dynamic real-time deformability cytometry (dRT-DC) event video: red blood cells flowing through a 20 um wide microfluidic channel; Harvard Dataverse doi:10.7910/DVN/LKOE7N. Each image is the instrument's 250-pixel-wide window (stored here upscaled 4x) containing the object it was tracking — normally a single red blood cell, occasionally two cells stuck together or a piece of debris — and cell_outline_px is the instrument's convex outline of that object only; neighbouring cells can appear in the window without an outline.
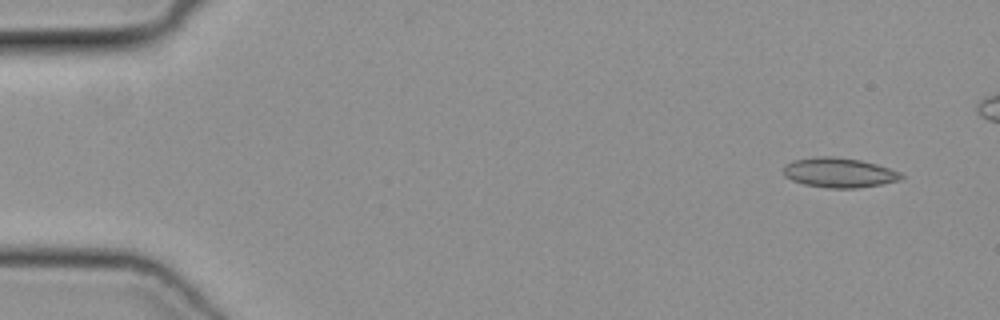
{"species": "common noctule bat (a hibernating species)", "species_latin": "Nyctalus noctula", "temperature_condition": "cold", "stored_images_in_passage": 10, "camera_frame_rate_fps": 3000, "um_per_image_px": 0.085, "animal": {"sex": "female", "body_mass_g": 19.3, "forearm_length_mm": 54.1}, "frame": {"image": 1, "passage_image": 3, "time_ms": 0.667, "image_size_px": [1000, 320], "cell_outline_px": [[904, 176], [900, 180], [880, 184], [856, 188], [828, 188], [804, 184], [792, 180], [784, 176], [784, 164], [792, 160], [820, 156], [832, 156], [860, 160], [876, 164], [900, 172]], "centroid_in_image_um": [71.29, 14.67], "position_along_channel_um": 13.7, "area_um2": 20.35}}